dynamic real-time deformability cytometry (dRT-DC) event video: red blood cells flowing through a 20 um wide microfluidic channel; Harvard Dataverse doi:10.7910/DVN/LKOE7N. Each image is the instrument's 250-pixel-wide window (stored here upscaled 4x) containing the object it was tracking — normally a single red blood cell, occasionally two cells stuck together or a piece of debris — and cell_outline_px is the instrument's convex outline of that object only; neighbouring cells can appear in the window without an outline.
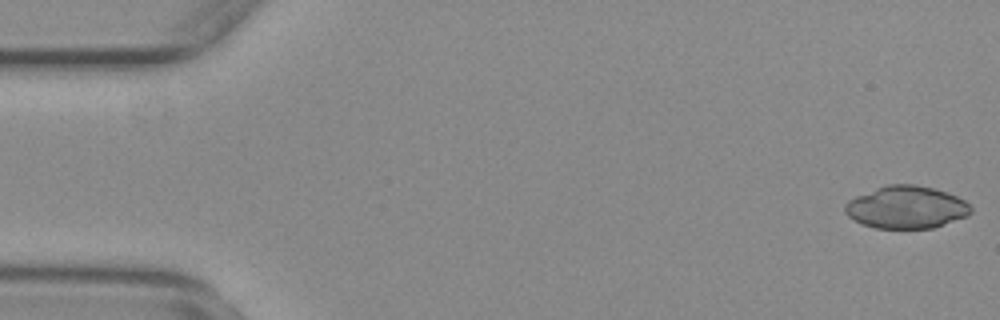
{"species": "common noctule bat (a hibernating species)", "species_latin": "Nyctalus noctula", "temperature_condition": "warm", "stored_images_in_passage": 54, "segment_of_instrument_passage": [1, 2], "camera_frame_rate_fps": 3000, "um_per_image_px": 0.085, "animal": {"sex": "female", "body_mass_g": 29.2, "forearm_length_mm": 56.3}, "frame": {"image": 1, "passage_image": 1, "time_ms": 0.0, "image_size_px": [1000, 320], "cell_outline_px": [[972, 212], [968, 216], [932, 228], [876, 228], [860, 224], [848, 216], [844, 212], [844, 204], [848, 200], [856, 196], [876, 188], [888, 184], [916, 184], [948, 192], [964, 200], [972, 208]], "centroid_in_image_um": [77.02, 17.62], "position_along_channel_um": 8.0, "area_um2": 31.27}}